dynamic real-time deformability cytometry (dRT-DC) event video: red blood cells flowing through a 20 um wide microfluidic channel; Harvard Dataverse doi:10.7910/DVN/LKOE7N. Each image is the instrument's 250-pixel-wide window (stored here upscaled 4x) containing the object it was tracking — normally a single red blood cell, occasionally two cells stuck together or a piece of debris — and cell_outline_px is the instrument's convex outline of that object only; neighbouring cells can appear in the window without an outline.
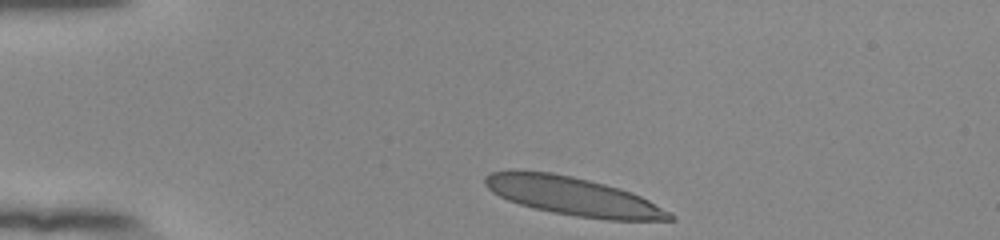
{"species": "human", "species_latin": "Homo sapiens", "temperature_condition": "room temperature", "stored_images_in_passage": 35, "camera_frame_rate_fps": 3000, "um_per_image_px": 0.085, "donor": {"sex": "female"}, "frame": {"image": 1, "passage_image": 1, "time_ms": 0.0, "image_size_px": [1000, 240], "cell_outline_px": [[676, 220], [608, 220], [576, 216], [552, 212], [532, 208], [508, 200], [492, 192], [484, 184], [484, 176], [492, 172], [512, 168], [516, 168], [552, 172], [572, 176], [620, 188], [632, 192], [648, 200], [676, 216]], "centroid_in_image_um": [48.64, 16.65], "position_along_channel_um": 36.4, "area_um2": 41.67}}
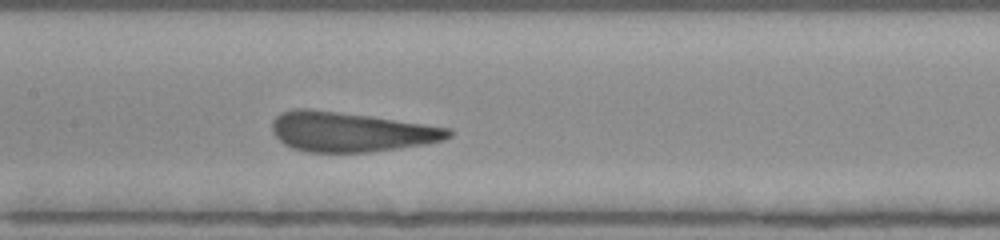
{"frame": {"image": 2, "passage_image": 16, "time_ms": 5.0, "image_size_px": [1000, 240], "cell_outline_px": [[452, 136], [444, 140], [428, 144], [368, 152], [308, 152], [292, 148], [284, 144], [272, 132], [272, 120], [280, 112], [296, 108], [308, 108], [372, 116], [452, 128]], "centroid_in_image_um": [29.81, 11.2], "position_along_channel_um": 177.6, "area_um2": 41.1}}
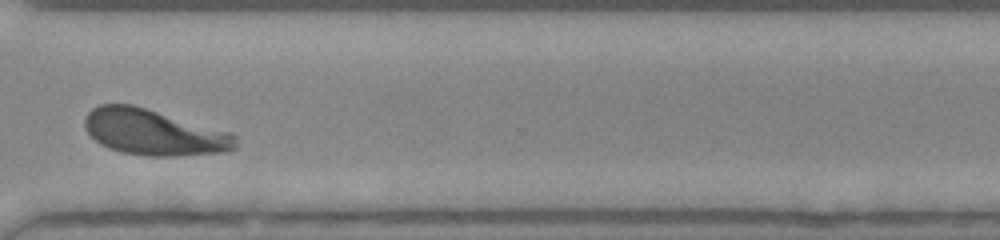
{"frame": {"image": 3, "passage_image": 30, "time_ms": 9.667, "image_size_px": [1000, 240], "cell_outline_px": [[236, 148], [228, 152], [172, 156], [148, 156], [124, 152], [100, 144], [84, 128], [84, 116], [92, 108], [100, 104], [132, 104], [228, 132], [236, 136]], "centroid_in_image_um": [13.05, 11.24], "position_along_channel_um": 357.6, "area_um2": 39.88}, "authors_computed_cell_mechanics": {"area_um2": 40.8646, "velocity_mm_per_s": 3.8524, "shape_relaxation_time_tau1_ms": 4.1111, "shape_relaxation_time_tau2_ms": null, "deformation_change_tau1": 0.159, "deformation_change_tau2": null}}